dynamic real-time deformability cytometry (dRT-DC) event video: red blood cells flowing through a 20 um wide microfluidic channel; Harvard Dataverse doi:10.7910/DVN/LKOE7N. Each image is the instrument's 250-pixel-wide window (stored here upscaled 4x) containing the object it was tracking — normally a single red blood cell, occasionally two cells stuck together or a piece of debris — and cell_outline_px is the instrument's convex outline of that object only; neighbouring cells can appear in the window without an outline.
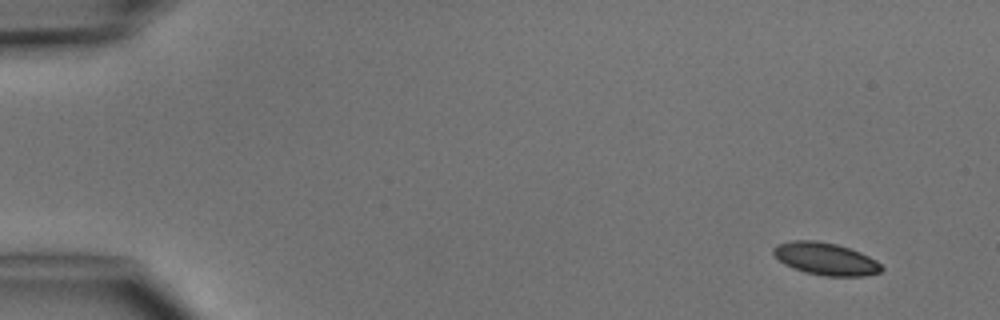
{"species": "common noctule bat (a hibernating species)", "species_latin": "Nyctalus noctula", "temperature_condition": "cold", "stored_images_in_passage": 4, "camera_frame_rate_fps": 3000, "um_per_image_px": 0.085, "animal": {"sex": "male", "body_mass_g": 15.6}, "frame": {"image": 1, "passage_image": 1, "time_ms": 0.0, "image_size_px": [1000, 320], "cell_outline_px": [[884, 268], [880, 272], [868, 276], [824, 276], [804, 272], [784, 264], [772, 252], [772, 248], [776, 244], [792, 240], [816, 240], [836, 244], [860, 252], [876, 260]], "centroid_in_image_um": [70.17, 22.0], "position_along_channel_um": 14.8, "area_um2": 20.46}}